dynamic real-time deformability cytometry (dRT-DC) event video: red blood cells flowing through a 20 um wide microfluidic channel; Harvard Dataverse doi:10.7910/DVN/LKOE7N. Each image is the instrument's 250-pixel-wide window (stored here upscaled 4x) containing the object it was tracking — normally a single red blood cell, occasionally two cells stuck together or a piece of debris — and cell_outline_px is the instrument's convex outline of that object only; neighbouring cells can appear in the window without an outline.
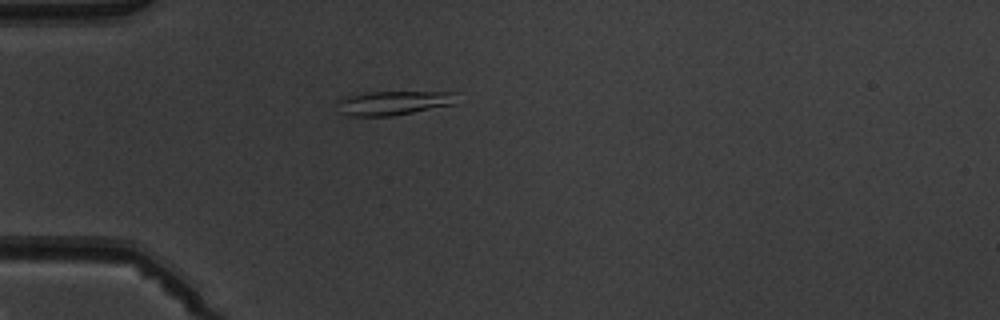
{"species": "common noctule bat (a hibernating species)", "species_latin": "Nyctalus noctula", "temperature_condition": "warm", "stored_images_in_passage": 3, "camera_frame_rate_fps": 3000, "um_per_image_px": 0.085, "animal": {"sex": "male", "body_mass_g": 19.5, "forearm_length_mm": 54.6}, "frame": {"image": 1, "passage_image": 2, "time_ms": 1.333, "image_size_px": [1000, 320], "cell_outline_px": [[460, 92], [456, 104], [392, 116], [348, 116], [340, 112], [336, 104], [336, 100], [344, 96], [368, 92]], "centroid_in_image_um": [33.45, 8.74], "position_along_channel_um": 51.5, "area_um2": 17.17}}